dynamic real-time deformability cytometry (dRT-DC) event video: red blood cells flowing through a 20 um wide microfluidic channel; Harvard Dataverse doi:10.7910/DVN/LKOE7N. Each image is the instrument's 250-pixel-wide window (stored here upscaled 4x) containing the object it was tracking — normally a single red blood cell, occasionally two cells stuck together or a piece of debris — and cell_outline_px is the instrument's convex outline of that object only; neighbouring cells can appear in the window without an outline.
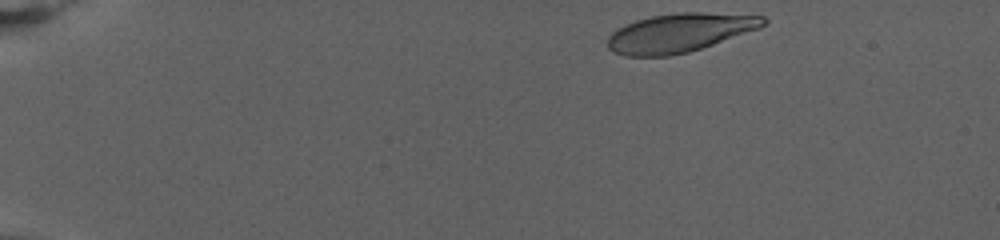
{"species": "human", "species_latin": "Homo sapiens", "temperature_condition": "warm", "stored_images_in_passage": 63, "camera_frame_rate_fps": 3000, "um_per_image_px": 0.085, "donor": {"sex": "female"}, "frame": {"image": 1, "passage_image": 2, "time_ms": 0.333, "image_size_px": [1000, 240], "cell_outline_px": [[768, 24], [760, 28], [688, 52], [668, 56], [624, 56], [612, 52], [608, 48], [608, 36], [612, 32], [636, 20], [652, 16], [676, 12], [704, 12], [764, 16], [768, 20]], "centroid_in_image_um": [57.77, 2.78], "position_along_channel_um": 27.2, "area_um2": 35.03}}
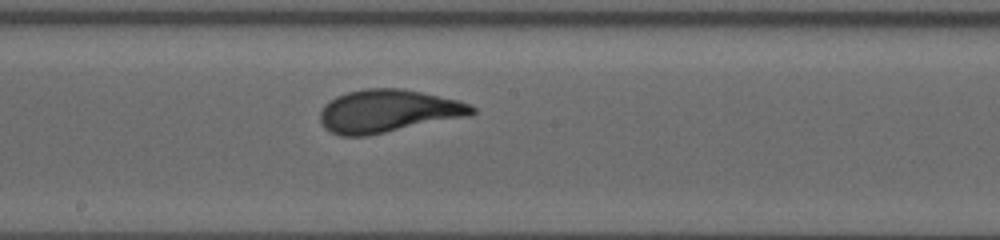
{"frame": {"image": 2, "passage_image": 35, "time_ms": 11.333, "image_size_px": [1000, 240], "cell_outline_px": [[476, 112], [464, 116], [364, 136], [340, 136], [324, 128], [320, 120], [320, 112], [324, 104], [336, 96], [348, 92], [364, 88], [404, 88], [460, 100], [476, 108]], "centroid_in_image_um": [32.93, 9.42], "position_along_channel_um": 215.3, "area_um2": 37.51}}
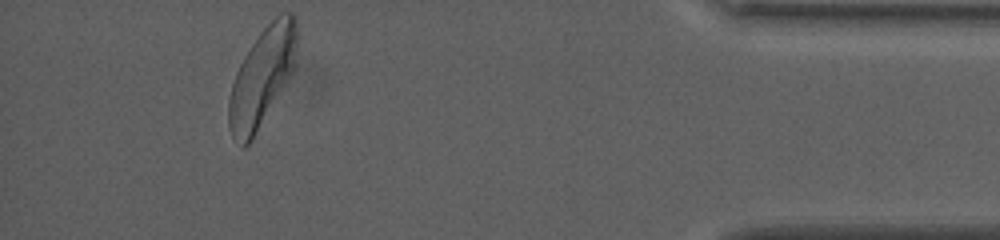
{"frame": {"image": 3, "passage_image": 62, "time_ms": 20.333, "image_size_px": [1000, 240], "cell_outline_px": [[296, 44], [292, 72], [252, 140], [244, 148], [232, 136], [228, 128], [228, 100], [232, 84], [236, 72], [244, 56], [260, 32], [280, 12], [292, 12], [296, 16]], "centroid_in_image_um": [22.24, 6.55], "position_along_channel_um": 413.0, "area_um2": 38.44}, "authors_computed_cell_mechanics": {"area_um2": 36.7608, "velocity_mm_per_s": 2.71, "shape_relaxation_time_tau1_ms": 4.6529, "shape_relaxation_time_tau2_ms": null, "deformation_change_tau1": 0.1843, "deformation_change_tau2": null}}